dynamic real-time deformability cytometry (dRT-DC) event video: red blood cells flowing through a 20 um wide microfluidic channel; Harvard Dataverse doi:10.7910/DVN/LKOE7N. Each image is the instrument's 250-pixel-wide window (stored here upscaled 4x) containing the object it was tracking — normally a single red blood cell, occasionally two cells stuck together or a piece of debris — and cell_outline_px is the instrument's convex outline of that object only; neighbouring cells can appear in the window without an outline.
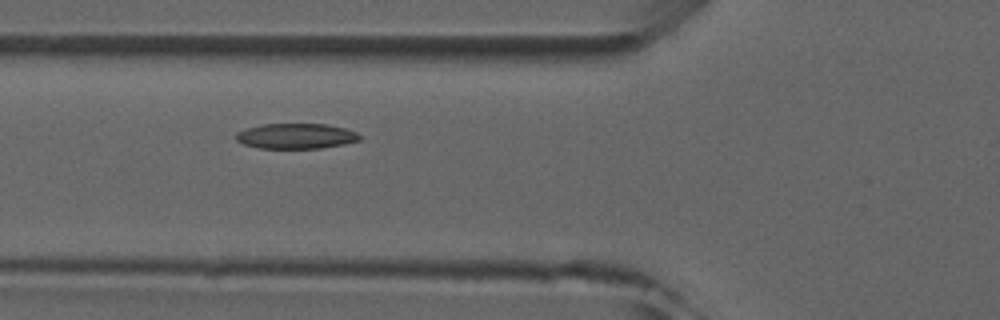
{"species": "common noctule bat (a hibernating species)", "species_latin": "Nyctalus noctula", "temperature_condition": "room temperature", "stored_images_in_passage": 4, "camera_frame_rate_fps": 3000, "um_per_image_px": 0.085, "animal": {"sex": "male", "forearm_length_mm": 52.5}, "frame": {"image": 1, "passage_image": 2, "time_ms": 1.0, "image_size_px": [1000, 320], "cell_outline_px": [[360, 140], [344, 144], [320, 148], [260, 148], [244, 144], [236, 140], [236, 132], [248, 128], [264, 124], [324, 124], [344, 128], [356, 132], [360, 136]], "centroid_in_image_um": [25.16, 11.57], "position_along_channel_um": 100.6, "area_um2": 18.03}}
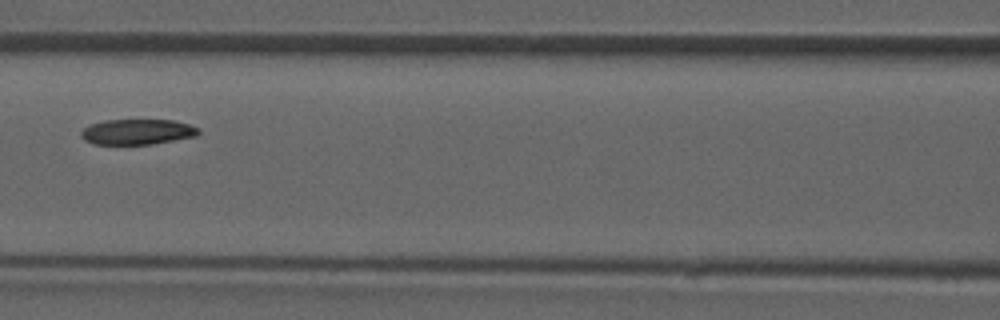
{"frame": {"image": 2, "passage_image": 3, "time_ms": 2.333, "image_size_px": [1000, 320], "cell_outline_px": [[200, 132], [196, 136], [152, 144], [96, 144], [84, 140], [80, 136], [80, 132], [88, 124], [104, 120], [176, 120], [200, 128]], "centroid_in_image_um": [11.66, 11.2], "position_along_channel_um": 154.9, "area_um2": 17.51}}